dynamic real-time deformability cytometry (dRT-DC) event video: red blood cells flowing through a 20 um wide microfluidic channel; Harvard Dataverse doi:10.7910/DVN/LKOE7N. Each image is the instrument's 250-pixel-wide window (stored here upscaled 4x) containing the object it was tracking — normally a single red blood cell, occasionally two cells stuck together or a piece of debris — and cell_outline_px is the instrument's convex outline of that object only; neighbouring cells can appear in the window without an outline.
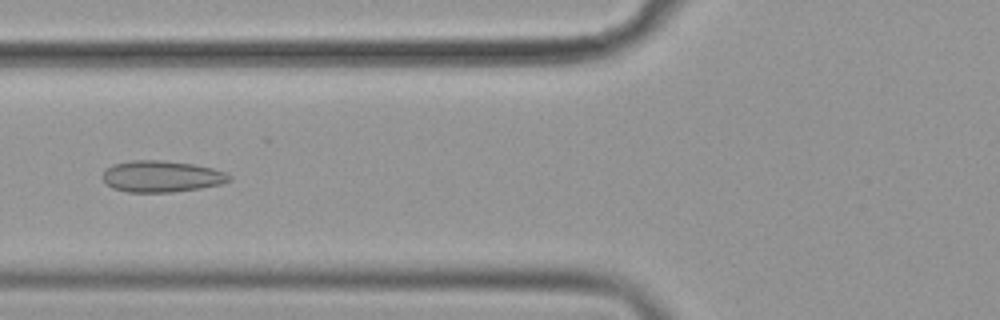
{"species": "common noctule bat (a hibernating species)", "species_latin": "Nyctalus noctula", "temperature_condition": "cold", "stored_images_in_passage": 56, "camera_frame_rate_fps": 3000, "um_per_image_px": 0.085, "animal": {"sex": "female", "body_mass_g": 19.9}, "frame": {"image": 1, "passage_image": 22, "time_ms": 7.0, "image_size_px": [1000, 320], "cell_outline_px": [[232, 180], [220, 184], [200, 188], [172, 192], [128, 192], [112, 188], [100, 176], [112, 164], [132, 160], [164, 160], [196, 164], [212, 168], [224, 172], [232, 176]], "centroid_in_image_um": [13.74, 14.98], "position_along_channel_um": 112.1, "area_um2": 23.29}}
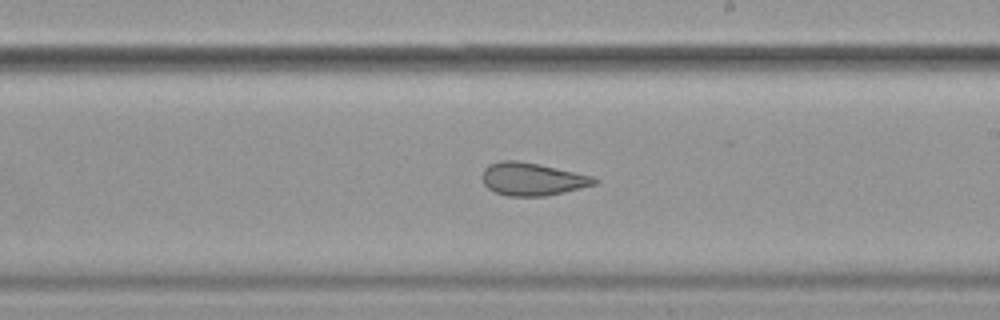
{"frame": {"image": 2, "passage_image": 33, "time_ms": 10.667, "image_size_px": [1000, 320], "cell_outline_px": [[600, 180], [596, 184], [564, 192], [544, 196], [508, 196], [496, 192], [488, 188], [484, 184], [484, 168], [488, 164], [500, 160], [516, 160], [536, 164], [592, 176]], "centroid_in_image_um": [45.23, 15.22], "position_along_channel_um": 243.8, "area_um2": 21.1}}
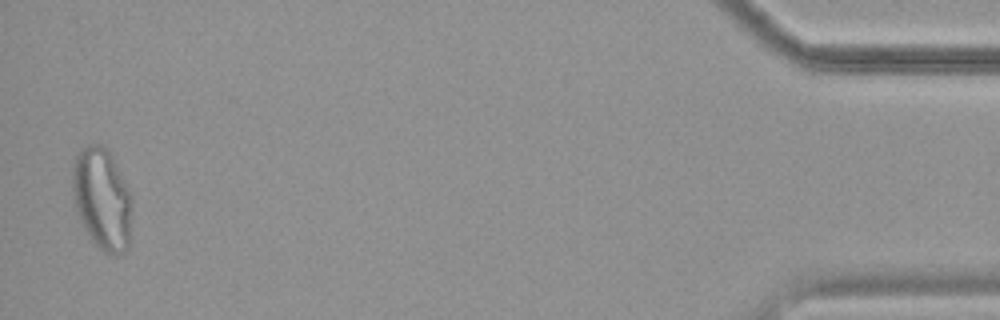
{"frame": {"image": 3, "passage_image": 55, "time_ms": 18.0, "image_size_px": [1000, 320], "cell_outline_px": [[132, 208], [128, 248], [124, 252], [116, 256], [112, 256], [104, 252], [96, 244], [88, 232], [76, 208], [72, 188], [72, 172], [76, 156], [80, 148], [92, 144], [104, 144], [108, 148], [132, 196]], "centroid_in_image_um": [8.71, 16.88], "position_along_channel_um": 426.5, "area_um2": 35.14}, "authors_computed_cell_mechanics": {"area_um2": 26.1256, "velocity_mm_per_s": 3.5983, "shape_relaxation_time_tau1_ms": null, "shape_relaxation_time_tau2_ms": 1.6345, "deformation_change_tau1": null, "deformation_change_tau2": 0.0846}}